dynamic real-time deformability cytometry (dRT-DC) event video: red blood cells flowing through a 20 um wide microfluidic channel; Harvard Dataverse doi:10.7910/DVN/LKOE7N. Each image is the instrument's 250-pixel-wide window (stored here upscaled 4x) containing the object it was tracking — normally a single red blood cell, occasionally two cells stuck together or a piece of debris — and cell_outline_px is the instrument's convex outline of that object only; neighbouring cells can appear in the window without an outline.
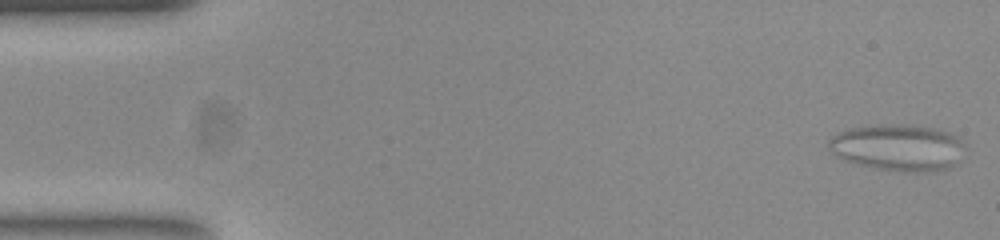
{"species": "common noctule bat (a hibernating species)", "species_latin": "Nyctalus noctula", "temperature_condition": "room temperature", "stored_images_in_passage": 56, "camera_frame_rate_fps": 3000, "um_per_image_px": 0.085, "animal": {"sex": "female", "body_mass_g": 23.0, "forearm_length_mm": 53.4}, "frame": {"image": 1, "passage_image": 2, "time_ms": 0.333, "image_size_px": [1000, 240], "cell_outline_px": [[956, 140], [952, 164], [948, 168], [932, 172], [904, 172], [876, 168], [848, 160], [832, 152], [828, 148], [828, 140], [832, 136], [840, 132], [852, 128], [932, 128], [944, 132], [952, 136]], "centroid_in_image_um": [76.16, 12.61], "position_along_channel_um": 8.8, "area_um2": 33.58}}
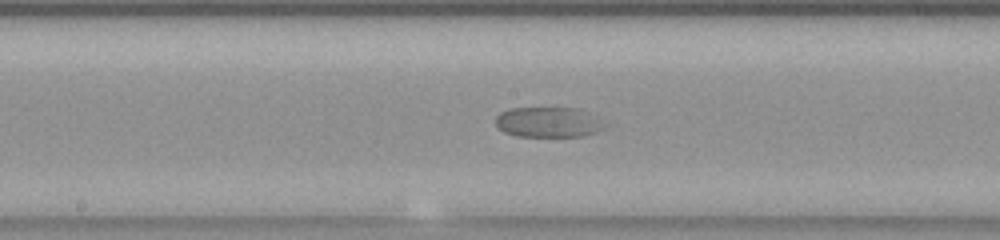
{"frame": {"image": 2, "passage_image": 29, "time_ms": 9.333, "image_size_px": [1000, 240], "cell_outline_px": [[592, 132], [580, 136], [520, 136], [504, 132], [496, 124], [496, 116], [500, 112], [508, 108], [580, 108]], "centroid_in_image_um": [46.18, 10.37], "position_along_channel_um": 202.0, "area_um2": 17.22}}
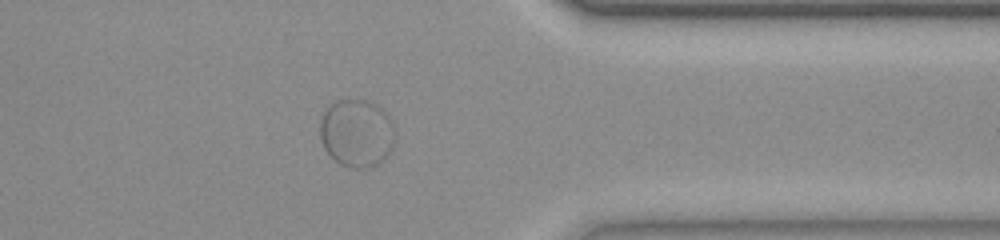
{"frame": {"image": 3, "passage_image": 45, "time_ms": 14.667, "image_size_px": [1000, 240], "cell_outline_px": [[392, 144], [388, 152], [376, 164], [368, 168], [356, 168], [344, 164], [336, 160], [324, 148], [320, 136], [320, 124], [324, 112], [336, 100], [368, 100], [376, 104], [392, 120]], "centroid_in_image_um": [30.29, 11.28], "position_along_channel_um": 381.1, "area_um2": 28.78}}